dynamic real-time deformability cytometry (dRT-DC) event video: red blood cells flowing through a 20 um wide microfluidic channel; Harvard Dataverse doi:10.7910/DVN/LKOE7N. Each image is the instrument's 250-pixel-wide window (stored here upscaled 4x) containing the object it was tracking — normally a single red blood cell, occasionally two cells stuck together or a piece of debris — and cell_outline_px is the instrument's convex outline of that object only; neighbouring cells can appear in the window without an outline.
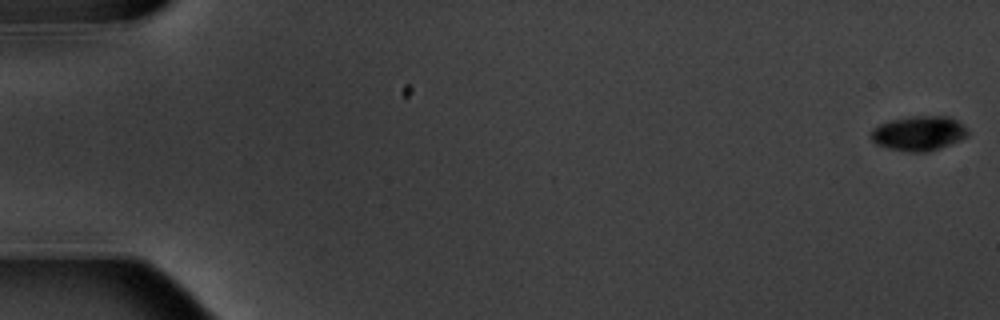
{"species": "common noctule bat (a hibernating species)", "species_latin": "Nyctalus noctula", "temperature_condition": "warm", "stored_images_in_passage": 7, "camera_frame_rate_fps": 3000, "um_per_image_px": 0.085, "animal": {"sex": "male", "body_mass_g": 20.1, "forearm_length_mm": 53.5}, "frame": {"image": 1, "passage_image": 1, "time_ms": 0.0, "image_size_px": [1000, 320], "cell_outline_px": [[968, 136], [960, 140], [940, 148], [928, 152], [908, 152], [888, 148], [876, 144], [868, 136], [868, 132], [872, 128], [880, 124], [892, 120], [912, 116], [948, 116], [956, 120], [968, 132]], "centroid_in_image_um": [78.04, 11.34], "position_along_channel_um": 7.0, "area_um2": 19.59}}
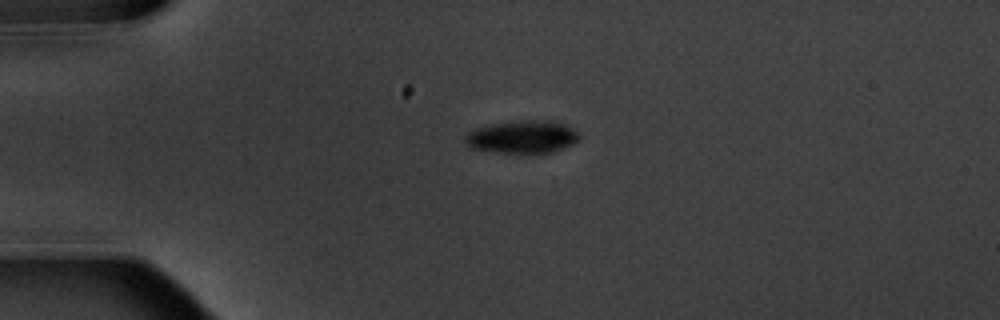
{"frame": {"image": 2, "passage_image": 5, "time_ms": 4.667, "image_size_px": [1000, 320], "cell_outline_px": [[580, 140], [564, 148], [552, 152], [496, 152], [468, 148], [464, 140], [464, 136], [468, 132], [476, 128], [488, 124], [524, 120], [548, 120], [564, 124], [572, 128], [580, 136]], "centroid_in_image_um": [44.37, 11.63], "position_along_channel_um": 40.6, "area_um2": 21.79}}
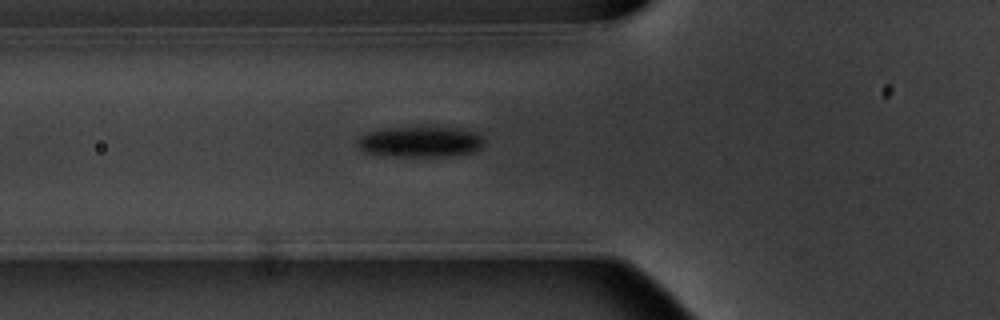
{"frame": {"image": 3, "passage_image": 7, "time_ms": 7.0, "image_size_px": [1000, 320], "cell_outline_px": [[484, 144], [480, 148], [472, 152], [448, 156], [396, 156], [364, 152], [356, 144], [356, 140], [360, 136], [368, 132], [384, 128], [460, 128], [476, 132], [484, 136]], "centroid_in_image_um": [35.74, 12.05], "position_along_channel_um": 90.1, "area_um2": 22.54}}